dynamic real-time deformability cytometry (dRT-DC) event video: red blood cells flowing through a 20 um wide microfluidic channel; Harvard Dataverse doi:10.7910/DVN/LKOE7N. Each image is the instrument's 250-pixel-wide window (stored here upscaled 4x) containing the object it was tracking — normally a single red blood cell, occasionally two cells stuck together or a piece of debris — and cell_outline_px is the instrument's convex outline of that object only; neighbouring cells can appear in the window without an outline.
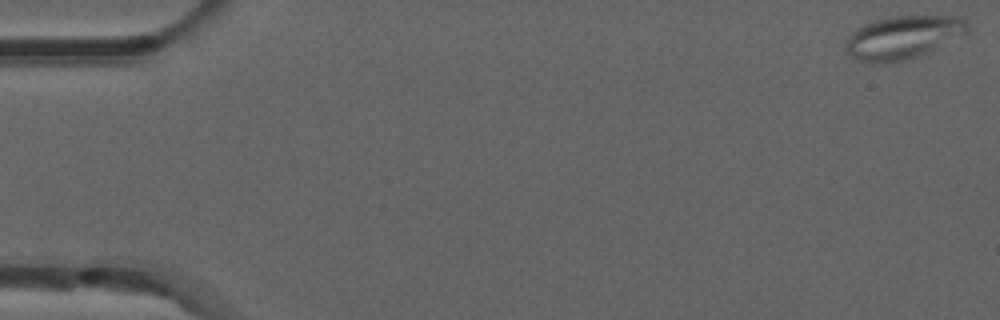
{"species": "common noctule bat (a hibernating species)", "species_latin": "Nyctalus noctula", "temperature_condition": "room temperature", "stored_images_in_passage": 22, "camera_frame_rate_fps": 3000, "um_per_image_px": 0.085, "animal": {"sex": "male", "forearm_length_mm": 52.5}, "frame": {"image": 1, "passage_image": 1, "time_ms": 0.0, "image_size_px": [1000, 320], "cell_outline_px": [[968, 32], [928, 52], [904, 60], [880, 64], [860, 60], [844, 52], [844, 44], [848, 36], [852, 32], [864, 24], [888, 16], [960, 16], [968, 24]], "centroid_in_image_um": [76.72, 3.17], "position_along_channel_um": 8.3, "area_um2": 30.52}}
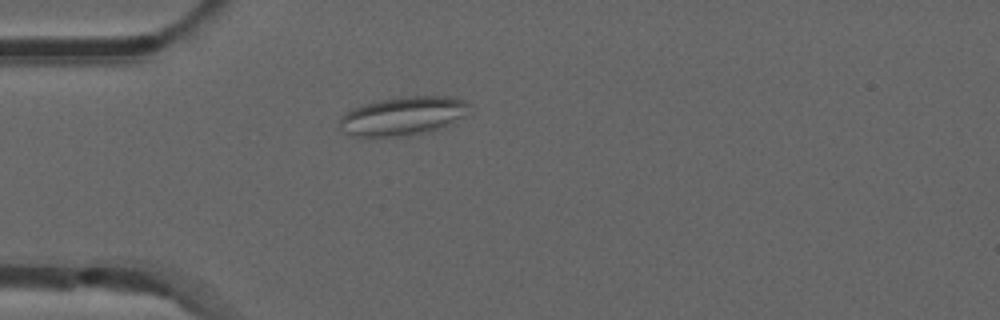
{"frame": {"image": 2, "passage_image": 15, "time_ms": 4.667, "image_size_px": [1000, 320], "cell_outline_px": [[472, 104], [464, 116], [448, 124], [424, 132], [392, 136], [356, 136], [344, 132], [340, 128], [340, 116], [352, 108], [376, 100], [400, 96], [452, 96], [464, 100]], "centroid_in_image_um": [34.24, 9.82], "position_along_channel_um": 50.8, "area_um2": 28.96}}